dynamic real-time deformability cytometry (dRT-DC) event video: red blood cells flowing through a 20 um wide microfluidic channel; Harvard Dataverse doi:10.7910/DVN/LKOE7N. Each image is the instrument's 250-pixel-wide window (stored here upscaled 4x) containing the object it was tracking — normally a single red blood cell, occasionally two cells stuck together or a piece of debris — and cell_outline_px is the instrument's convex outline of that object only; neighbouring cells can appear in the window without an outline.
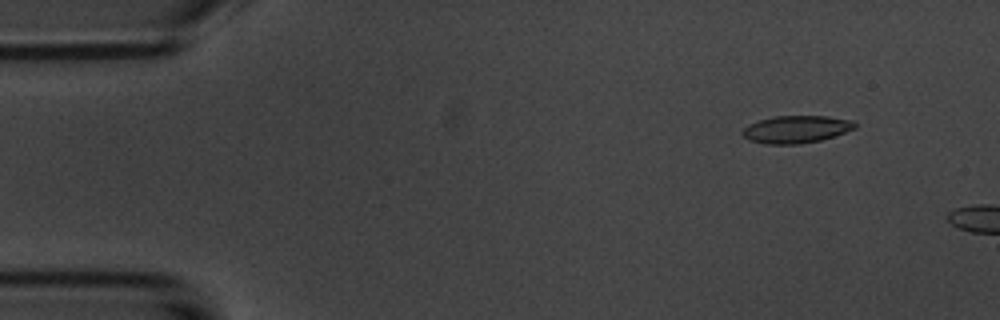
{"species": "common noctule bat (a hibernating species)", "species_latin": "Nyctalus noctula", "temperature_condition": "room temperature", "stored_images_in_passage": 2, "camera_frame_rate_fps": 3000, "um_per_image_px": 0.085, "animal": {"sex": "male", "body_mass_g": 20.1, "forearm_length_mm": 53.5}, "frame": {"image": 1, "passage_image": 1, "time_ms": 0.0, "image_size_px": [1000, 320], "cell_outline_px": [[856, 128], [820, 140], [800, 144], [764, 144], [748, 140], [740, 132], [748, 124], [772, 116], [828, 116], [852, 120], [856, 124]], "centroid_in_image_um": [67.64, 10.99], "position_along_channel_um": 17.4, "area_um2": 17.98}}